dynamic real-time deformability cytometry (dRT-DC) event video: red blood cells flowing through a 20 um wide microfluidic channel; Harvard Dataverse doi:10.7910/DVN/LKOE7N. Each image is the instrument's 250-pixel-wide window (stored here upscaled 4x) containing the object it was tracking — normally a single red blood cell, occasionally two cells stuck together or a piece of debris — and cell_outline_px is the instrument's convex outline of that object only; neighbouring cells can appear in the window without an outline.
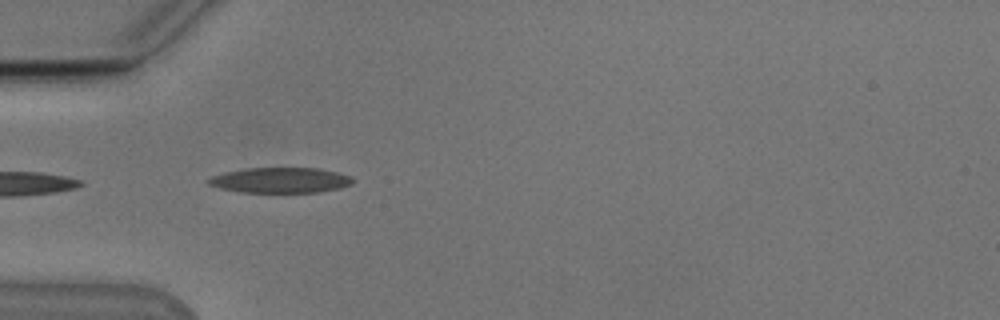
{"species": "Egyptian fruit bat (a non-hibernating species)", "species_latin": "Rousettus aegyptiacus", "temperature_condition": "cold", "stored_images_in_passage": 3, "camera_frame_rate_fps": 3000, "um_per_image_px": 0.085, "animal": {"sex": "male"}, "frame": {"image": 1, "passage_image": 1, "time_ms": 0.0, "image_size_px": [1000, 320], "cell_outline_px": [[352, 184], [340, 188], [316, 192], [240, 192], [220, 188], [208, 184], [204, 180], [212, 176], [224, 172], [248, 168], [320, 168], [352, 176]], "centroid_in_image_um": [23.81, 15.31], "position_along_channel_um": 61.2, "area_um2": 21.33}}